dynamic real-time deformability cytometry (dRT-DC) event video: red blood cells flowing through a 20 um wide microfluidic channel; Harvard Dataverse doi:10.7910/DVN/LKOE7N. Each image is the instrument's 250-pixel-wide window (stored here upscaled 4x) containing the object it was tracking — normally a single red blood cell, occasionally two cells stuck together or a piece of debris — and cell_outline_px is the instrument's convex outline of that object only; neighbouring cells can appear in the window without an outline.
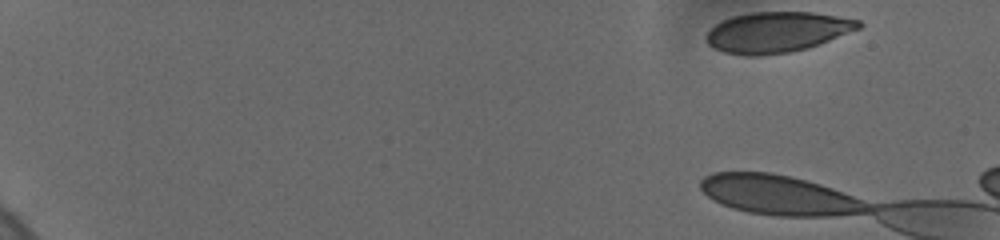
{"species": "human", "species_latin": "Homo sapiens", "temperature_condition": "cold", "stored_images_in_passage": 5, "camera_frame_rate_fps": 3000, "um_per_image_px": 0.085, "donor": {"sex": "female"}, "frame": {"image": 1, "passage_image": 1, "time_ms": 0.0, "image_size_px": [1000, 240], "cell_outline_px": [[864, 24], [860, 28], [820, 44], [808, 48], [788, 52], [760, 56], [748, 56], [724, 52], [712, 48], [708, 44], [708, 32], [716, 24], [732, 16], [752, 12], [812, 12], [860, 20]], "centroid_in_image_um": [66.07, 2.73], "position_along_channel_um": 18.9, "area_um2": 35.84}}